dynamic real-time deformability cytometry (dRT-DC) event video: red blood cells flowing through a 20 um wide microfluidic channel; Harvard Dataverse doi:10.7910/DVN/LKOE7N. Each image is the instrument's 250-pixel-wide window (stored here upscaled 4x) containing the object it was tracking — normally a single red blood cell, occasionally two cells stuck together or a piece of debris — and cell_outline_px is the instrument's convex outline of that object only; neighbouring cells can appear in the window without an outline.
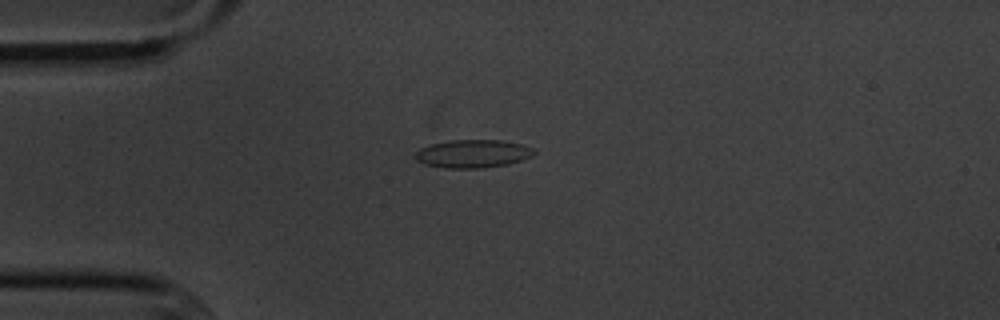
{"species": "common noctule bat (a hibernating species)", "species_latin": "Nyctalus noctula", "temperature_condition": "cold", "stored_images_in_passage": 6, "camera_frame_rate_fps": 3000, "um_per_image_px": 0.085, "animal": {"sex": "male", "body_mass_g": 20.1, "forearm_length_mm": 53.5}, "frame": {"image": 1, "passage_image": 4, "time_ms": 3.667, "image_size_px": [1000, 320], "cell_outline_px": [[536, 152], [532, 156], [508, 164], [480, 168], [444, 168], [424, 164], [416, 160], [416, 152], [420, 148], [432, 144], [452, 140], [500, 140], [520, 144], [532, 148]], "centroid_in_image_um": [40.18, 13.07], "position_along_channel_um": 44.8, "area_um2": 19.25}}
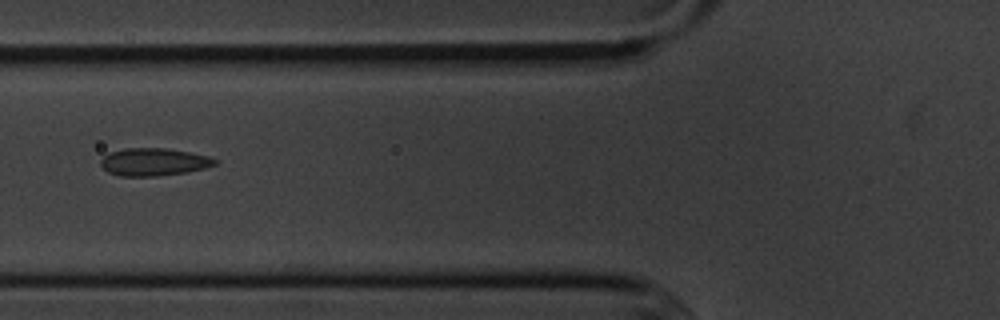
{"frame": {"image": 2, "passage_image": 6, "time_ms": 6.0, "image_size_px": [1000, 320], "cell_outline_px": [[216, 164], [204, 168], [188, 172], [156, 176], [120, 176], [108, 172], [100, 164], [100, 160], [108, 152], [124, 148], [168, 148], [208, 156], [216, 160]], "centroid_in_image_um": [13.03, 13.76], "position_along_channel_um": 112.8, "area_um2": 18.38}}